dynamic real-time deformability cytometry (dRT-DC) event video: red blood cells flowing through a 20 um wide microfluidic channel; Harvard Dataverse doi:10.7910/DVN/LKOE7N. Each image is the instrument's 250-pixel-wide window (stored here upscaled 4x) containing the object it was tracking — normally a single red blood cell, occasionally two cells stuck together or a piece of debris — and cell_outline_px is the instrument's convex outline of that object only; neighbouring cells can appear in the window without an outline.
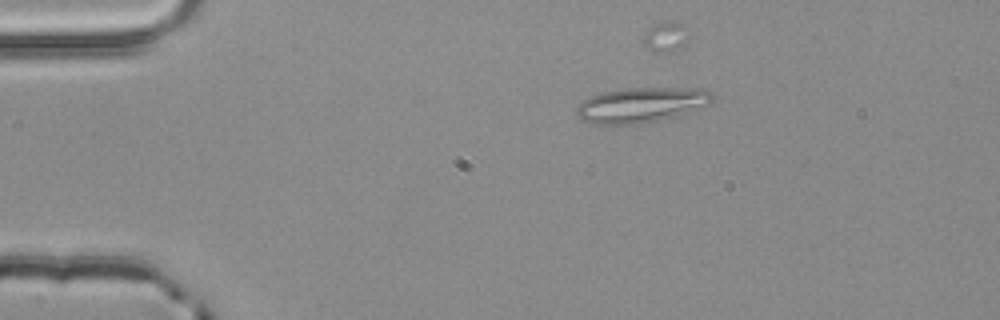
{"species": "common noctule bat (a hibernating species)", "species_latin": "Nyctalus noctula", "temperature_condition": "room temperature", "stored_images_in_passage": 4, "camera_frame_rate_fps": 3000, "um_per_image_px": 0.085, "animal": {"sex": "male", "body_mass_g": 20.4}, "frame": {"image": 1, "passage_image": 3, "time_ms": 0.667, "image_size_px": [1000, 320], "cell_outline_px": [[712, 100], [708, 104], [672, 116], [640, 124], [592, 124], [580, 120], [576, 112], [576, 108], [584, 100], [600, 92], [628, 88], [704, 88], [712, 96]], "centroid_in_image_um": [54.42, 8.91], "position_along_channel_um": 30.6, "area_um2": 27.28}}